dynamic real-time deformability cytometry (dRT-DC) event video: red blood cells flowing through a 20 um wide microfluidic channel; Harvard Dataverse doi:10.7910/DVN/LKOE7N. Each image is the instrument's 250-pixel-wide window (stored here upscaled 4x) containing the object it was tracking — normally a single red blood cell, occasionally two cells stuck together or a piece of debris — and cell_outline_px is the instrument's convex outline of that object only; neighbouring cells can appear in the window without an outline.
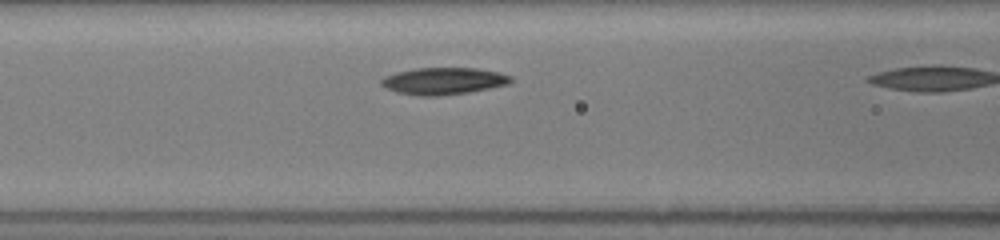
{"species": "common noctule bat (a hibernating species)", "species_latin": "Nyctalus noctula", "temperature_condition": "room temperature", "stored_images_in_passage": 4, "camera_frame_rate_fps": 3000, "um_per_image_px": 0.085, "animal": {"sex": "female", "body_mass_g": 19.5, "forearm_length_mm": 54.1}, "frame": {"image": 1, "passage_image": 3, "time_ms": 0.667, "image_size_px": [1000, 240], "cell_outline_px": [[512, 80], [508, 84], [468, 92], [436, 96], [420, 96], [396, 92], [380, 84], [380, 80], [384, 76], [396, 72], [416, 68], [476, 68], [496, 72], [512, 76]], "centroid_in_image_um": [37.66, 6.88], "position_along_channel_um": 128.9, "area_um2": 20.17}}